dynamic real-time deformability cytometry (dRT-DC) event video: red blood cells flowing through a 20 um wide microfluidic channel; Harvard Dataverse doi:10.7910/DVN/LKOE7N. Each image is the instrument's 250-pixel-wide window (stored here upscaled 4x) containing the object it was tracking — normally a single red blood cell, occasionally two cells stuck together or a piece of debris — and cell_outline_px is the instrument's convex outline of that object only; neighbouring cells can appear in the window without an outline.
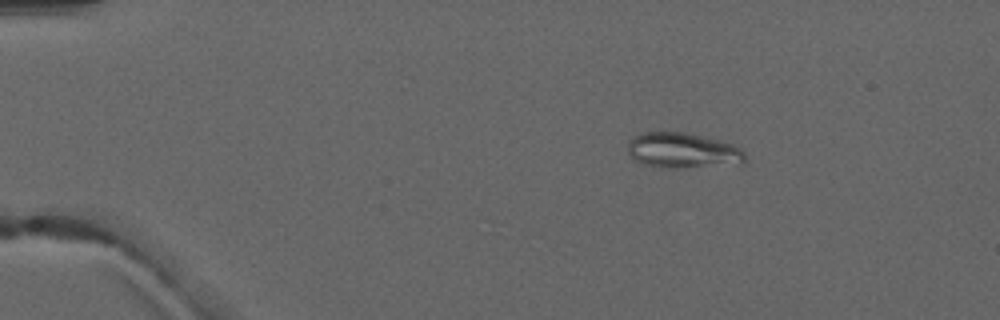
{"species": "common noctule bat (a hibernating species)", "species_latin": "Nyctalus noctula", "temperature_condition": "warm", "stored_images_in_passage": 3, "camera_frame_rate_fps": 3000, "um_per_image_px": 0.085, "animal": {"sex": "male", "forearm_length_mm": 52.5}, "frame": {"image": 1, "passage_image": 1, "time_ms": 0.0, "image_size_px": [1000, 320], "cell_outline_px": [[744, 164], [680, 168], [660, 168], [644, 164], [632, 160], [628, 156], [628, 140], [632, 136], [640, 132], [684, 132], [724, 140], [740, 148], [744, 152]], "centroid_in_image_um": [58.0, 12.79], "position_along_channel_um": 27.0, "area_um2": 24.85}}